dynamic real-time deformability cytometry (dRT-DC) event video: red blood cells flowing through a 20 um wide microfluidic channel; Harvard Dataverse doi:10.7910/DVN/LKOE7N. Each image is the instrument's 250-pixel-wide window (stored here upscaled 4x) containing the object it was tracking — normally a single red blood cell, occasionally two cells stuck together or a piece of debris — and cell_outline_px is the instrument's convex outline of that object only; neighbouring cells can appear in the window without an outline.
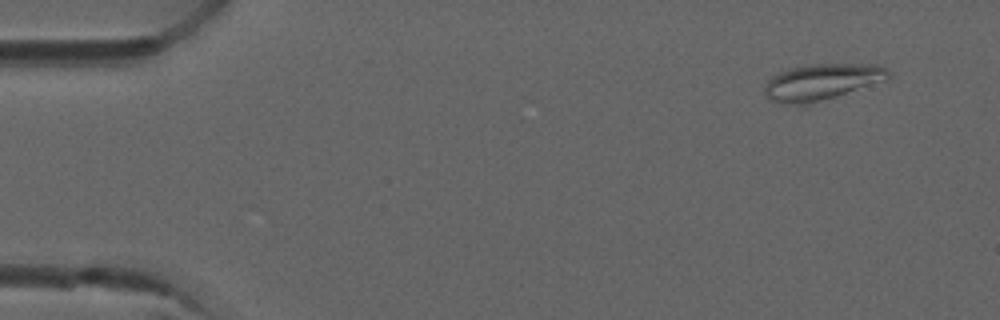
{"species": "common noctule bat (a hibernating species)", "species_latin": "Nyctalus noctula", "temperature_condition": "room temperature", "stored_images_in_passage": 5, "camera_frame_rate_fps": 3000, "um_per_image_px": 0.085, "animal": {"sex": "male", "forearm_length_mm": 52.5}, "frame": {"image": 1, "passage_image": 1, "time_ms": 0.0, "image_size_px": [1000, 320], "cell_outline_px": [[892, 76], [888, 80], [804, 108], [784, 104], [768, 100], [764, 96], [764, 88], [768, 80], [772, 76], [788, 68], [808, 64], [880, 64]], "centroid_in_image_um": [69.83, 7.02], "position_along_channel_um": 15.2, "area_um2": 27.34}}